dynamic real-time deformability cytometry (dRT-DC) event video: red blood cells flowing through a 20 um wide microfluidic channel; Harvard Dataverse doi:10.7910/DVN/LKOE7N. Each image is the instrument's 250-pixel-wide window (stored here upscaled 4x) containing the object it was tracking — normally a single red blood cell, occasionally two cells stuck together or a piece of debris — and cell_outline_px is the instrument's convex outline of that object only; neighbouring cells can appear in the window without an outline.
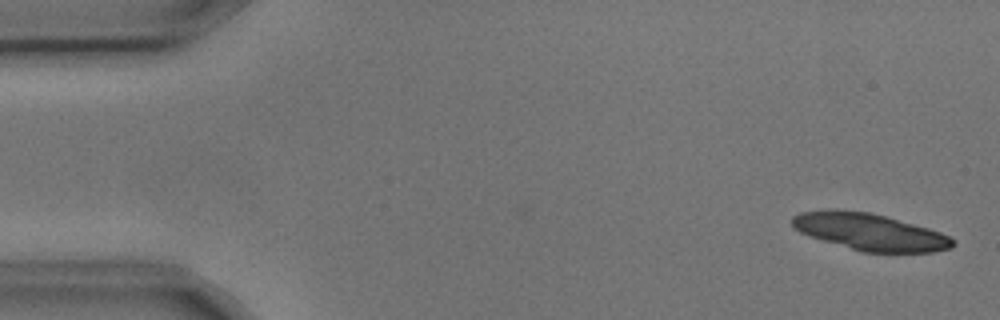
{"species": "common noctule bat (a hibernating species)", "species_latin": "Nyctalus noctula", "temperature_condition": "cold", "stored_images_in_passage": 5, "segment_of_instrument_passage": [1, 2], "camera_frame_rate_fps": 3000, "um_per_image_px": 0.085, "animal": {"sex": "male", "body_mass_g": 17.9, "forearm_length_mm": 54.2}, "frame": {"image": 1, "passage_image": 1, "time_ms": 0.0, "image_size_px": [1000, 320], "cell_outline_px": [[956, 244], [952, 248], [932, 252], [860, 252], [800, 232], [792, 224], [792, 216], [800, 212], [828, 208], [836, 208], [868, 212], [884, 216], [928, 228], [940, 232], [956, 240]], "centroid_in_image_um": [73.93, 19.7], "position_along_channel_um": 11.1, "area_um2": 34.45}}